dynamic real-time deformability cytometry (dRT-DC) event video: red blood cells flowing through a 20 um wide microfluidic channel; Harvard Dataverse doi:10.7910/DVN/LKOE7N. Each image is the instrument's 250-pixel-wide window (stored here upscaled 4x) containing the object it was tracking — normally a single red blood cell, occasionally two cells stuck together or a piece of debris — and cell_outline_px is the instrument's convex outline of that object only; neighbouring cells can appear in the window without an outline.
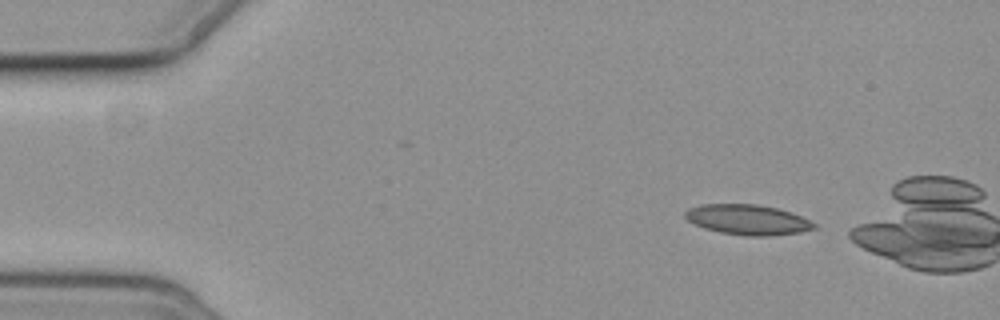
{"species": "common noctule bat (a hibernating species)", "species_latin": "Nyctalus noctula", "temperature_condition": "cold", "stored_images_in_passage": 10, "camera_frame_rate_fps": 3000, "um_per_image_px": 0.085, "animal": {"sex": "female", "body_mass_g": 19.3, "forearm_length_mm": 54.1}, "frame": {"image": 1, "passage_image": 1, "time_ms": 0.0, "image_size_px": [1000, 320], "cell_outline_px": [[816, 228], [800, 232], [772, 236], [744, 236], [720, 232], [704, 228], [692, 224], [684, 216], [684, 212], [688, 208], [700, 204], [756, 204], [776, 208], [800, 216], [816, 224]], "centroid_in_image_um": [63.5, 18.68], "position_along_channel_um": 21.5, "area_um2": 22.72}}
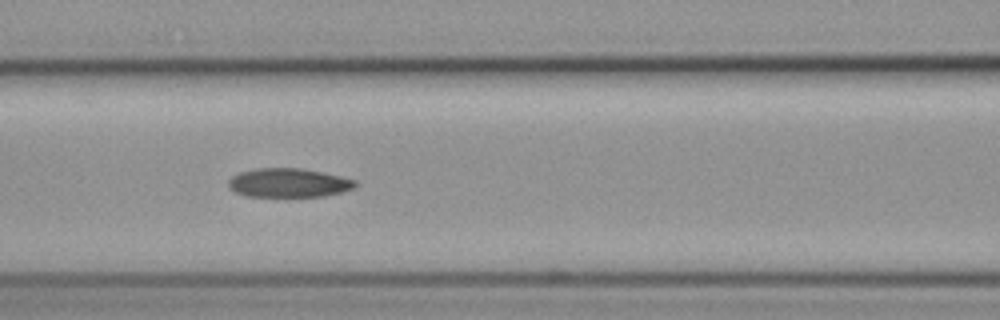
{"frame": {"image": 2, "passage_image": 6, "time_ms": 5.667, "image_size_px": [1000, 320], "cell_outline_px": [[356, 184], [352, 188], [340, 192], [324, 196], [244, 196], [228, 188], [228, 180], [232, 176], [240, 172], [256, 168], [300, 168], [340, 176], [356, 180]], "centroid_in_image_um": [24.47, 15.54], "position_along_channel_um": 142.1, "area_um2": 21.21}}
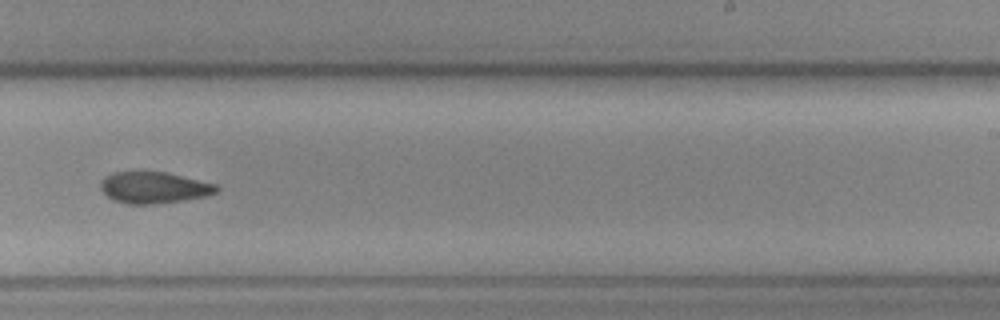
{"frame": {"image": 3, "passage_image": 9, "time_ms": 9.333, "image_size_px": [1000, 320], "cell_outline_px": [[220, 188], [216, 192], [208, 196], [184, 200], [156, 204], [128, 204], [112, 200], [100, 188], [100, 180], [104, 176], [112, 172], [164, 172], [216, 184]], "centroid_in_image_um": [13.06, 15.95], "position_along_channel_um": 275.9, "area_um2": 21.27}}